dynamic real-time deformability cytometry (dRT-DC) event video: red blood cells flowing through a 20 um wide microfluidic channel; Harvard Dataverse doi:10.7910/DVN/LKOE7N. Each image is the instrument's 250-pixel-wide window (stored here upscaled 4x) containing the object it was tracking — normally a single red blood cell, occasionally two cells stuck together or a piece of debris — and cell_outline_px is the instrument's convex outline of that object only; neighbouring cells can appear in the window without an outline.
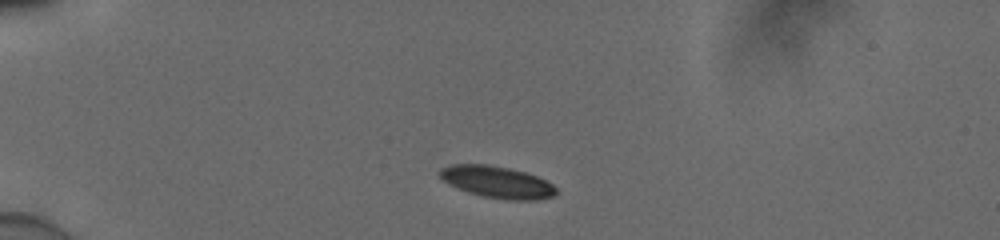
{"species": "human", "species_latin": "Homo sapiens", "temperature_condition": "cold", "stored_images_in_passage": 8, "camera_frame_rate_fps": 3000, "um_per_image_px": 0.085, "donor": {"sex": "male"}, "frame": {"image": 1, "passage_image": 1, "time_ms": 0.0, "image_size_px": [1000, 240], "cell_outline_px": [[556, 196], [536, 200], [508, 200], [484, 196], [468, 192], [448, 184], [440, 176], [440, 168], [452, 164], [488, 164], [508, 168], [524, 172], [536, 176], [552, 184], [556, 188]], "centroid_in_image_um": [42.26, 15.48], "position_along_channel_um": 42.7, "area_um2": 21.44}}
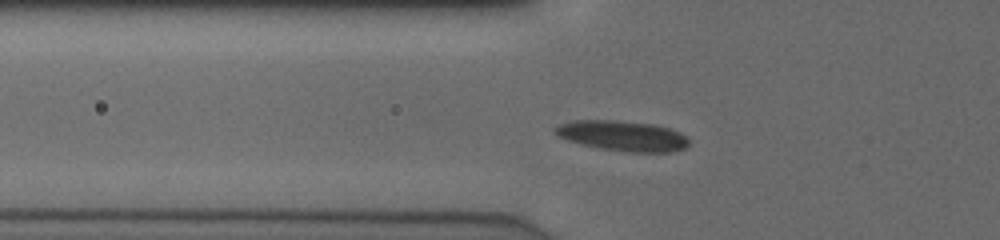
{"frame": {"image": 2, "passage_image": 7, "time_ms": 2.0, "image_size_px": [1000, 240], "cell_outline_px": [[688, 144], [684, 148], [672, 152], [628, 152], [600, 148], [580, 144], [556, 136], [552, 132], [552, 128], [560, 124], [572, 120], [616, 120], [652, 124], [668, 128], [680, 132], [688, 140]], "centroid_in_image_um": [52.85, 11.54], "position_along_channel_um": 73.0, "area_um2": 23.7}}